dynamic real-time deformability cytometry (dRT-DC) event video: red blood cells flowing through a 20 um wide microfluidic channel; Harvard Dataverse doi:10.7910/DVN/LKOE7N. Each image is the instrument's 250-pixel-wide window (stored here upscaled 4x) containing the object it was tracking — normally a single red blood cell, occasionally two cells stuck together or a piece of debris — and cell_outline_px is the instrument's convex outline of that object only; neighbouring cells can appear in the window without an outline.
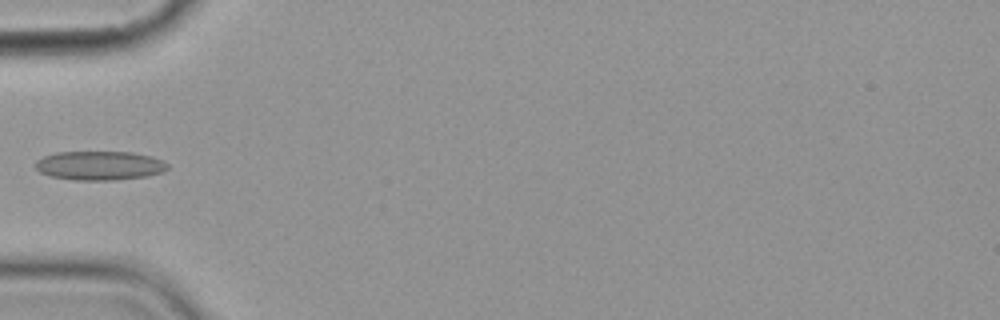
{"species": "common noctule bat (a hibernating species)", "species_latin": "Nyctalus noctula", "temperature_condition": "cold", "stored_images_in_passage": 7, "camera_frame_rate_fps": 3000, "um_per_image_px": 0.085, "animal": {"sex": "female", "body_mass_g": 19.9}, "frame": {"image": 1, "passage_image": 5, "time_ms": 4.667, "image_size_px": [1000, 320], "cell_outline_px": [[168, 168], [164, 172], [144, 176], [112, 180], [76, 180], [48, 176], [40, 172], [36, 168], [36, 160], [44, 156], [56, 152], [132, 152], [152, 156], [168, 164]], "centroid_in_image_um": [8.45, 14.07], "position_along_channel_um": 76.6, "area_um2": 22.31}}
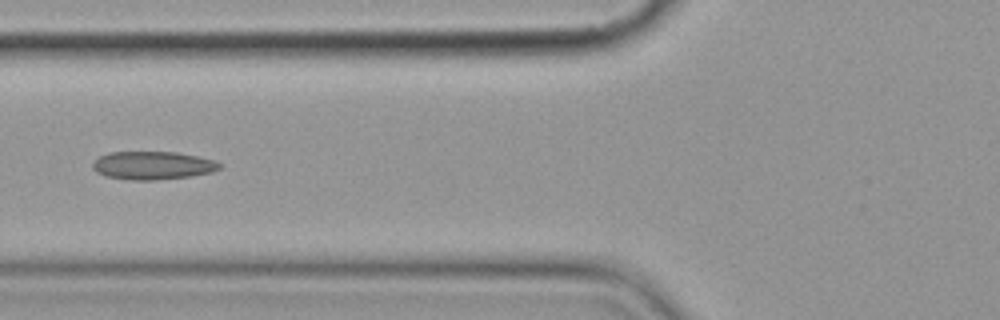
{"frame": {"image": 2, "passage_image": 6, "time_ms": 5.667, "image_size_px": [1000, 320], "cell_outline_px": [[220, 168], [212, 172], [192, 176], [152, 180], [132, 180], [104, 176], [96, 172], [92, 168], [92, 164], [100, 156], [112, 152], [176, 152], [216, 160], [220, 164]], "centroid_in_image_um": [12.98, 14.06], "position_along_channel_um": 112.8, "area_um2": 20.75}}
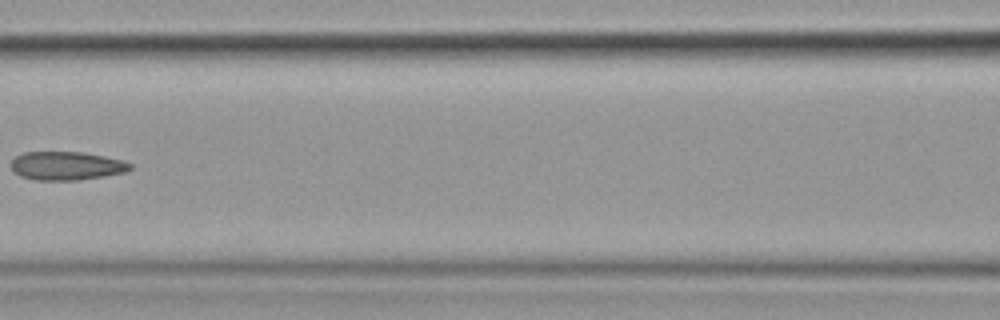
{"frame": {"image": 3, "passage_image": 7, "time_ms": 7.0, "image_size_px": [1000, 320], "cell_outline_px": [[132, 168], [124, 172], [104, 176], [76, 180], [36, 180], [20, 176], [12, 172], [12, 160], [16, 156], [24, 152], [80, 152], [104, 156], [124, 160], [132, 164]], "centroid_in_image_um": [5.64, 14.09], "position_along_channel_um": 161.0, "area_um2": 19.77}}